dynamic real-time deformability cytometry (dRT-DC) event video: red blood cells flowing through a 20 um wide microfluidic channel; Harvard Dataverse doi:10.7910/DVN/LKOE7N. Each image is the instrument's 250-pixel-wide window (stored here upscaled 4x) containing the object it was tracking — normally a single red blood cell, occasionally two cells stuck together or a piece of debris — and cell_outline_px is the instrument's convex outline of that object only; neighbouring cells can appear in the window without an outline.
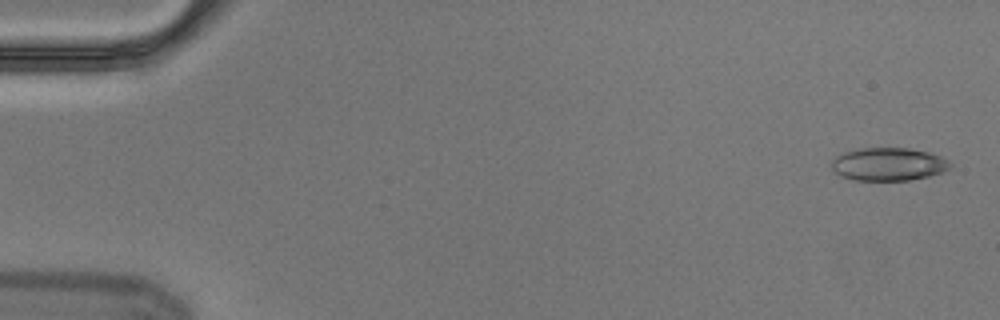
{"species": "Egyptian fruit bat (a non-hibernating species)", "species_latin": "Rousettus aegyptiacus", "temperature_condition": "cold", "stored_images_in_passage": 6, "camera_frame_rate_fps": 3000, "um_per_image_px": 0.085, "animal": {"sex": "male"}, "frame": {"image": 1, "passage_image": 1, "time_ms": 0.0, "image_size_px": [1000, 320], "cell_outline_px": [[952, 164], [944, 172], [928, 176], [908, 180], [856, 180], [840, 176], [832, 168], [832, 160], [836, 156], [844, 152], [856, 148], [908, 148], [928, 152], [940, 156], [948, 160]], "centroid_in_image_um": [75.51, 13.95], "position_along_channel_um": 9.5, "area_um2": 22.77}}
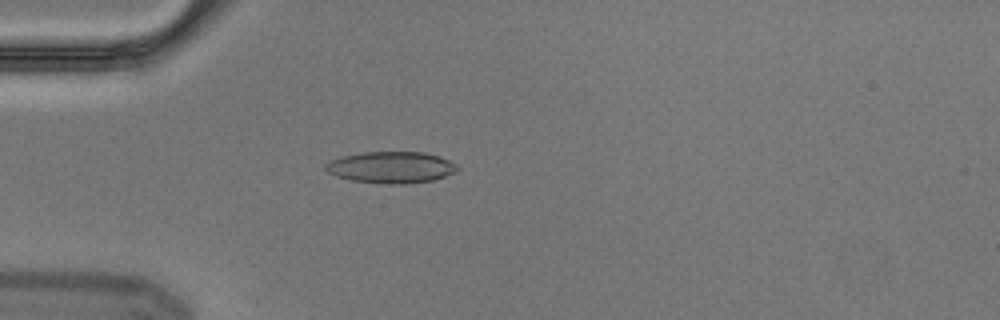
{"frame": {"image": 2, "passage_image": 5, "time_ms": 1.333, "image_size_px": [1000, 320], "cell_outline_px": [[460, 168], [456, 172], [432, 180], [404, 184], [392, 184], [352, 180], [336, 176], [328, 172], [324, 168], [324, 164], [328, 160], [340, 156], [364, 152], [424, 152], [440, 156], [456, 164]], "centroid_in_image_um": [33.22, 14.21], "position_along_channel_um": 51.8, "area_um2": 24.28}}